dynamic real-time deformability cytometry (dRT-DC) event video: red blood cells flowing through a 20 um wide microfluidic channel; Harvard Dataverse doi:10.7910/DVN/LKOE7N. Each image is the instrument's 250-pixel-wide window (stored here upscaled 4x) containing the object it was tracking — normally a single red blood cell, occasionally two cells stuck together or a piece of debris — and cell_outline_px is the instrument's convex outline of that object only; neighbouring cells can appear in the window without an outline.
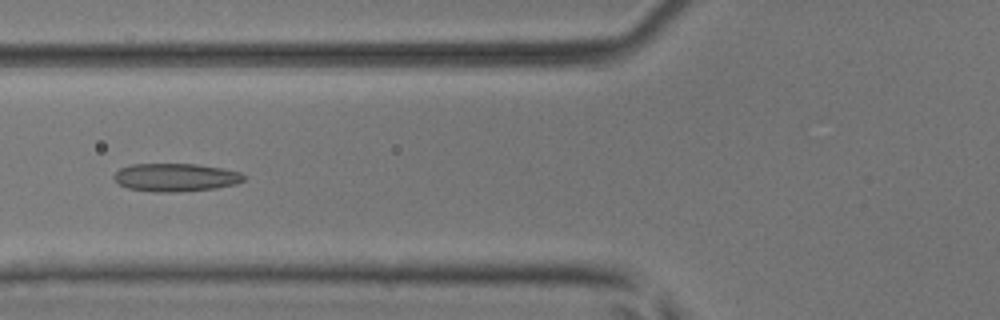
{"species": "common noctule bat (a hibernating species)", "species_latin": "Nyctalus noctula", "temperature_condition": "room temperature", "stored_images_in_passage": 5, "camera_frame_rate_fps": 3000, "um_per_image_px": 0.085, "animal": {"sex": "male", "body_mass_g": 17.9, "forearm_length_mm": 54.2}, "frame": {"image": 1, "passage_image": 4, "time_ms": 1.0, "image_size_px": [1000, 320], "cell_outline_px": [[248, 176], [244, 180], [236, 184], [216, 188], [176, 192], [152, 192], [128, 188], [120, 184], [112, 176], [120, 168], [132, 164], [196, 164], [220, 168], [240, 172]], "centroid_in_image_um": [14.94, 15.08], "position_along_channel_um": 110.9, "area_um2": 21.27}}
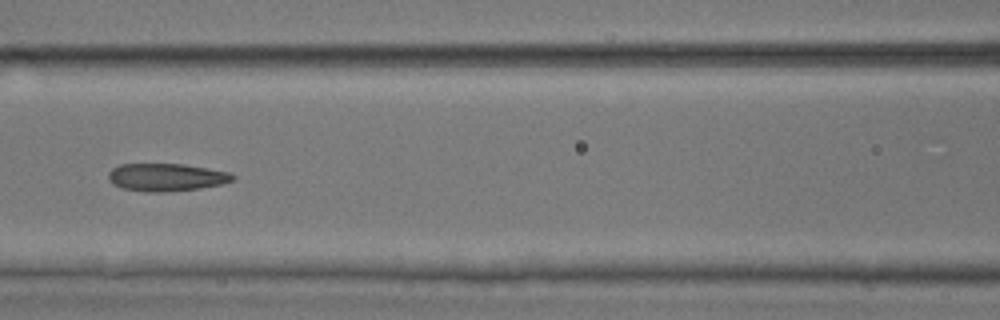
{"frame": {"image": 2, "passage_image": 5, "time_ms": 1.333, "image_size_px": [1000, 320], "cell_outline_px": [[236, 180], [224, 184], [200, 188], [164, 192], [144, 192], [124, 188], [112, 184], [108, 176], [108, 172], [112, 168], [120, 164], [184, 164], [232, 172], [236, 176]], "centroid_in_image_um": [14.2, 15.06], "position_along_channel_um": 152.4, "area_um2": 20.35}}